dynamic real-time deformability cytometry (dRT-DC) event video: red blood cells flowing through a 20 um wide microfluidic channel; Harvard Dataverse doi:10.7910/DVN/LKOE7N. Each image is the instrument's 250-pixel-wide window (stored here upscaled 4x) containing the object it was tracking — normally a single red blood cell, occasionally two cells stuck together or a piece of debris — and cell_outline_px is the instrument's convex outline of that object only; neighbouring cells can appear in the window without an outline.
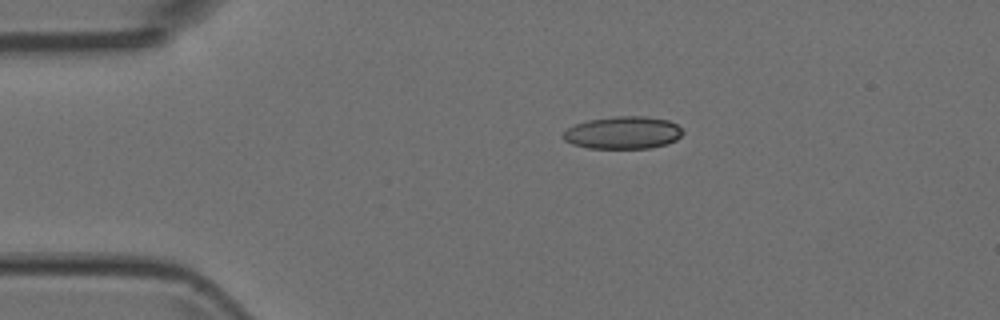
{"species": "Egyptian fruit bat (a non-hibernating species)", "species_latin": "Rousettus aegyptiacus", "temperature_condition": "room temperature", "stored_images_in_passage": 2, "camera_frame_rate_fps": 3000, "um_per_image_px": 0.085, "animal": {"sex": "female"}, "frame": {"image": 1, "passage_image": 1, "time_ms": 0.0, "image_size_px": [1000, 320], "cell_outline_px": [[684, 132], [676, 140], [668, 144], [648, 148], [588, 148], [572, 144], [564, 140], [560, 136], [568, 128], [576, 124], [588, 120], [616, 116], [644, 116], [668, 120], [676, 124]], "centroid_in_image_um": [52.95, 11.28], "position_along_channel_um": 32.1, "area_um2": 22.66}}